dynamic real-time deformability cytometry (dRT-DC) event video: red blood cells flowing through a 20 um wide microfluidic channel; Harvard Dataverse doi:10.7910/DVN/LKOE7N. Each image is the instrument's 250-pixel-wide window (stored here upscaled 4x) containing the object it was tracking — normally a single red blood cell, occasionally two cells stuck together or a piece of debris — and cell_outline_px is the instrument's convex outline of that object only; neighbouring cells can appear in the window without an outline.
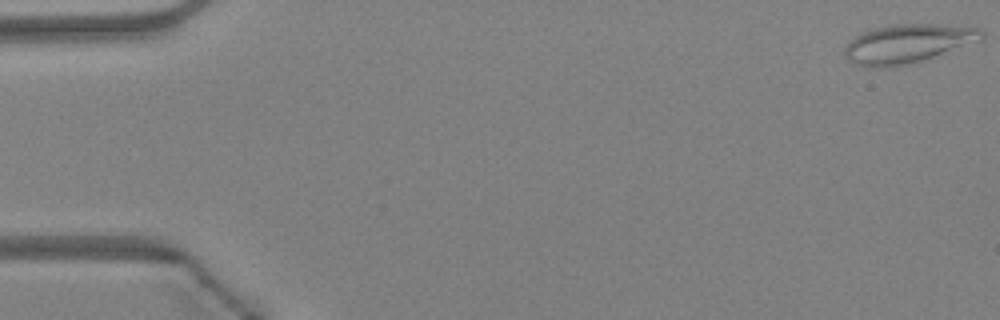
{"species": "Egyptian fruit bat (a non-hibernating species)", "species_latin": "Rousettus aegyptiacus", "temperature_condition": "warm", "stored_images_in_passage": 47, "camera_frame_rate_fps": 3000, "um_per_image_px": 0.085, "animal": {"sex": "female"}, "frame": {"image": 1, "passage_image": 1, "time_ms": 0.0, "image_size_px": [1000, 320], "cell_outline_px": [[984, 36], [980, 40], [920, 60], [900, 64], [860, 64], [848, 60], [844, 52], [844, 48], [860, 32], [892, 24], [932, 24], [980, 28], [984, 32]], "centroid_in_image_um": [77.18, 3.63], "position_along_channel_um": 7.8, "area_um2": 29.3}}
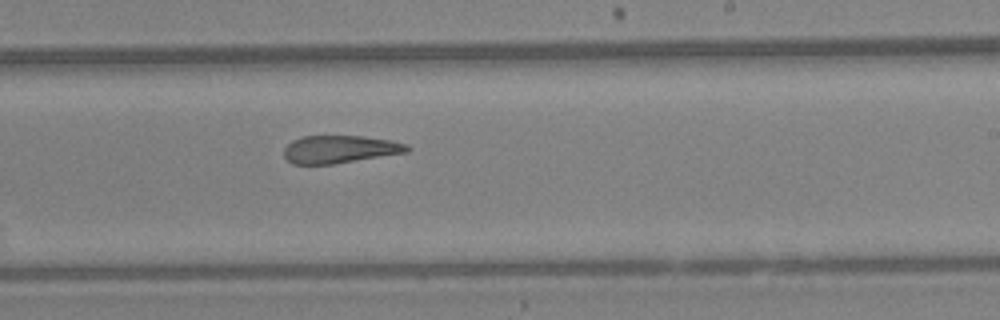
{"frame": {"image": 2, "passage_image": 29, "time_ms": 9.333, "image_size_px": [1000, 320], "cell_outline_px": [[412, 148], [408, 152], [332, 164], [292, 164], [284, 156], [284, 148], [292, 140], [304, 136], [364, 136], [392, 140], [408, 144]], "centroid_in_image_um": [28.91, 12.68], "position_along_channel_um": 260.1, "area_um2": 19.94}}
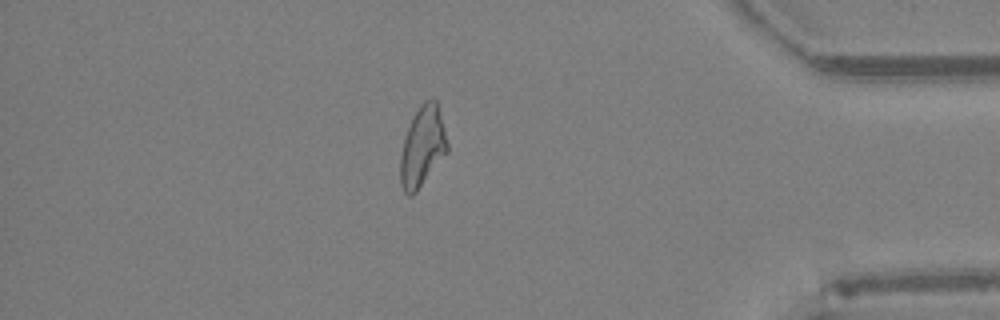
{"frame": {"image": 3, "passage_image": 41, "time_ms": 13.333, "image_size_px": [1000, 320], "cell_outline_px": [[448, 152], [416, 192], [412, 196], [408, 196], [404, 192], [400, 184], [400, 156], [404, 140], [412, 116], [420, 104], [424, 100], [436, 100], [440, 112], [448, 144]], "centroid_in_image_um": [35.9, 12.48], "position_along_channel_um": 399.3, "area_um2": 21.96}, "authors_computed_cell_mechanics": {"area_um2": 22.6576, "velocity_mm_per_s": 4.3483, "shape_relaxation_time_tau1_ms": null, "shape_relaxation_time_tau2_ms": 4.3197, "deformation_change_tau1": null, "deformation_change_tau2": 0.1672}}